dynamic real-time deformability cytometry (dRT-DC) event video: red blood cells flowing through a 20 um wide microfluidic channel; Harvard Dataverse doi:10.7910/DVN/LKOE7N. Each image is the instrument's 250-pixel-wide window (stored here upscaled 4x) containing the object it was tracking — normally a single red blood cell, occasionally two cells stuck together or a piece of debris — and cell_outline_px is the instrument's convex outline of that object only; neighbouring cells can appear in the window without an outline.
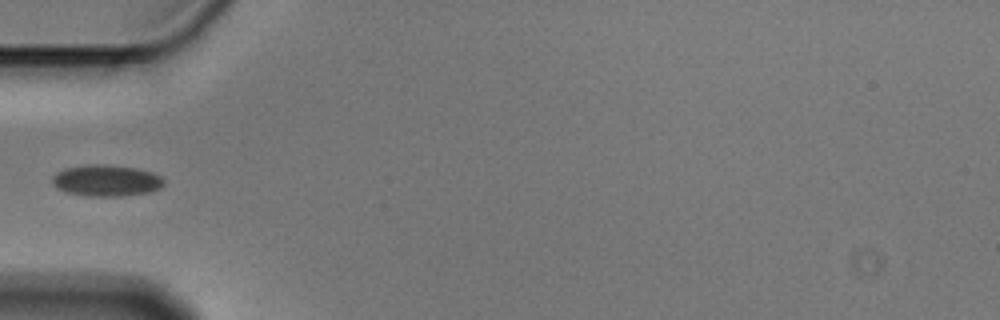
{"species": "Egyptian fruit bat (a non-hibernating species)", "species_latin": "Rousettus aegyptiacus", "temperature_condition": "cold", "stored_images_in_passage": 5, "camera_frame_rate_fps": 3000, "um_per_image_px": 0.085, "animal": {"sex": "male"}, "frame": {"image": 1, "passage_image": 3, "time_ms": 0.667, "image_size_px": [1000, 320], "cell_outline_px": [[164, 184], [160, 188], [148, 192], [120, 196], [88, 196], [64, 192], [56, 188], [52, 184], [52, 176], [56, 172], [64, 168], [88, 164], [104, 164], [136, 168], [152, 172], [160, 176], [164, 180]], "centroid_in_image_um": [8.99, 15.34], "position_along_channel_um": 76.0, "area_um2": 20.58}}